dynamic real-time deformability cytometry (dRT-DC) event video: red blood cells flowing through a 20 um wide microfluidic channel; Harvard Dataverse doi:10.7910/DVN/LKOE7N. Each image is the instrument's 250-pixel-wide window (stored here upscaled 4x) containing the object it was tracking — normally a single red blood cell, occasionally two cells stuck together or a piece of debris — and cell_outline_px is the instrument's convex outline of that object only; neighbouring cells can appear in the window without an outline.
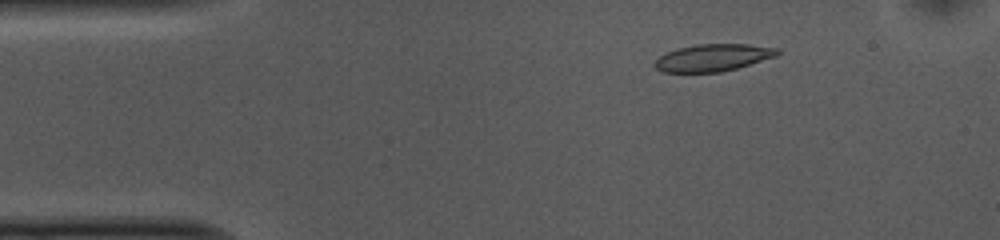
{"species": "common noctule bat (a hibernating species)", "species_latin": "Nyctalus noctula", "temperature_condition": "cold", "stored_images_in_passage": 52, "camera_frame_rate_fps": 3000, "um_per_image_px": 0.085, "animal": {"sex": "female", "body_mass_g": 10.0, "forearm_length_mm": 53.1}, "frame": {"image": 1, "passage_image": 7, "time_ms": 2.0, "image_size_px": [1000, 240], "cell_outline_px": [[780, 52], [776, 56], [736, 68], [720, 72], [664, 72], [656, 68], [652, 64], [664, 52], [676, 48], [696, 44], [748, 44], [780, 48]], "centroid_in_image_um": [60.58, 4.89], "position_along_channel_um": 24.4, "area_um2": 19.48}}
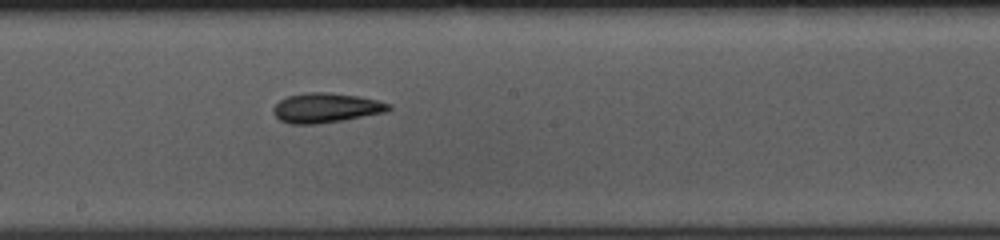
{"frame": {"image": 2, "passage_image": 27, "time_ms": 8.667, "image_size_px": [1000, 240], "cell_outline_px": [[392, 108], [388, 112], [344, 120], [316, 124], [288, 124], [280, 120], [272, 112], [272, 108], [280, 100], [288, 96], [308, 92], [328, 92], [356, 96], [376, 100], [392, 104]], "centroid_in_image_um": [27.72, 9.18], "position_along_channel_um": 220.5, "area_um2": 20.06}}
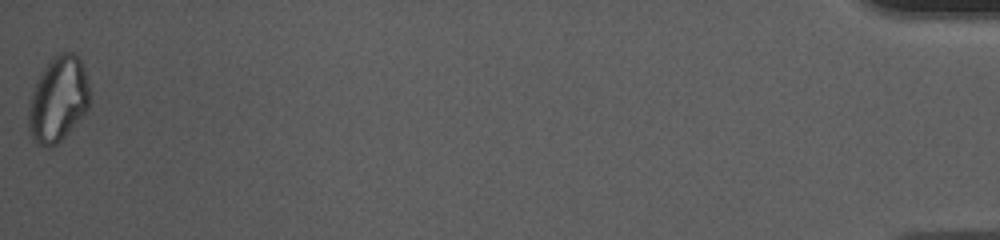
{"frame": {"image": 3, "passage_image": 52, "time_ms": 17.0, "image_size_px": [1000, 240], "cell_outline_px": [[88, 108], [68, 132], [56, 144], [48, 148], [32, 140], [28, 128], [28, 104], [36, 80], [40, 72], [52, 56], [60, 52], [76, 52], [80, 56], [84, 68], [88, 88]], "centroid_in_image_um": [4.9, 8.4], "position_along_channel_um": 430.3, "area_um2": 30.46}, "authors_computed_cell_mechanics": {"area_um2": 19.941, "velocity_mm_per_s": 3.733, "shape_relaxation_time_tau1_ms": 11.2836, "shape_relaxation_time_tau2_ms": 6.6494, "deformation_change_tau1": 0.2332, "deformation_change_tau2": 0.1196}}